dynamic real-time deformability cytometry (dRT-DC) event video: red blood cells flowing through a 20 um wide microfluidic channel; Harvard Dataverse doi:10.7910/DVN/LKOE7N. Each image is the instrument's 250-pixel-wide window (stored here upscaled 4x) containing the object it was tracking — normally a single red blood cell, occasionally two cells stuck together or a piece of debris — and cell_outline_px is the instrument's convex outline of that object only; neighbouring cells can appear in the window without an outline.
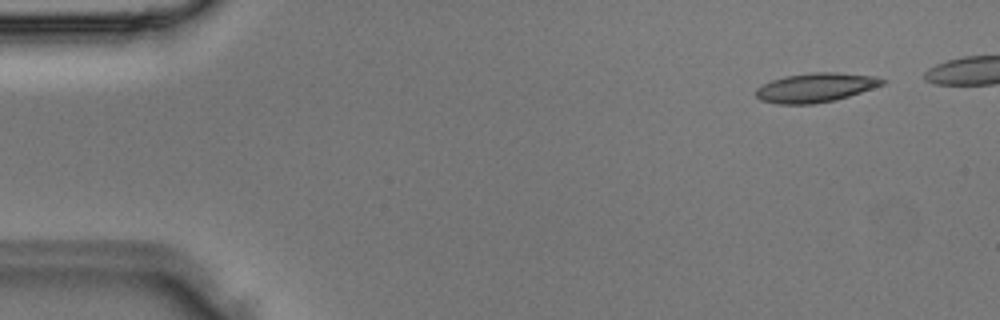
{"species": "Egyptian fruit bat (a non-hibernating species)", "species_latin": "Rousettus aegyptiacus", "temperature_condition": "room temperature", "stored_images_in_passage": 4, "camera_frame_rate_fps": 3000, "um_per_image_px": 0.085, "animal": {"sex": "male"}, "frame": {"image": 1, "passage_image": 1, "time_ms": 0.0, "image_size_px": [1000, 320], "cell_outline_px": [[888, 80], [884, 84], [836, 100], [812, 104], [776, 104], [760, 100], [756, 96], [756, 88], [772, 80], [784, 76], [812, 72], [836, 72], [876, 76]], "centroid_in_image_um": [69.33, 7.44], "position_along_channel_um": 15.7, "area_um2": 21.56}}